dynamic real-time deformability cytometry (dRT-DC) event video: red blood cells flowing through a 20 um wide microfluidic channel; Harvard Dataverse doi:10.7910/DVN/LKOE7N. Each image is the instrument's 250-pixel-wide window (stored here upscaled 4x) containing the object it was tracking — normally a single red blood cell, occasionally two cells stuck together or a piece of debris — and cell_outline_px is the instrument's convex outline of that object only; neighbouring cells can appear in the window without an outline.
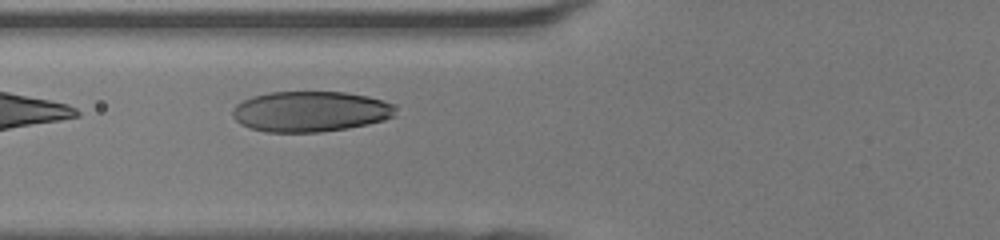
{"species": "human", "species_latin": "Homo sapiens", "temperature_condition": "room temperature", "stored_images_in_passage": 22, "camera_frame_rate_fps": 3000, "um_per_image_px": 0.085, "donor": {"sex": "female"}, "frame": {"image": 1, "passage_image": 5, "time_ms": 1.333, "image_size_px": [1000, 240], "cell_outline_px": [[396, 116], [384, 120], [368, 124], [348, 128], [320, 132], [264, 132], [248, 128], [240, 124], [232, 116], [232, 108], [236, 104], [252, 96], [272, 92], [344, 92], [368, 96], [392, 104]], "centroid_in_image_um": [26.34, 9.48], "position_along_channel_um": 99.5, "area_um2": 38.61}}
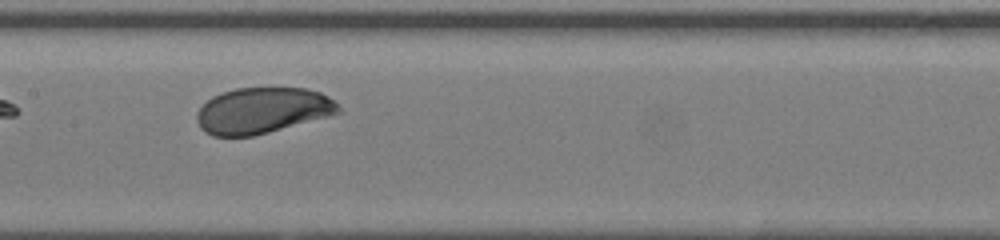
{"frame": {"image": 2, "passage_image": 11, "time_ms": 3.333, "image_size_px": [1000, 240], "cell_outline_px": [[344, 112], [268, 132], [252, 136], [212, 136], [204, 132], [200, 128], [196, 120], [196, 112], [212, 96], [236, 88], [304, 88], [320, 92], [328, 96]], "centroid_in_image_um": [22.29, 9.4], "position_along_channel_um": 185.1, "area_um2": 37.8}}
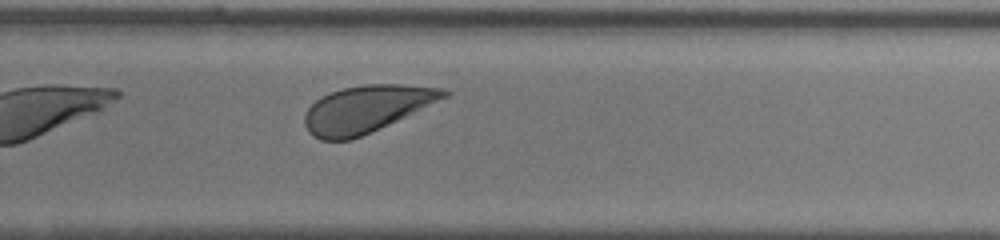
{"frame": {"image": 3, "passage_image": 19, "time_ms": 6.0, "image_size_px": [1000, 240], "cell_outline_px": [[452, 92], [448, 96], [396, 120], [352, 140], [320, 140], [312, 136], [308, 132], [304, 124], [304, 116], [308, 108], [320, 96], [344, 88], [364, 84], [400, 84], [444, 88]], "centroid_in_image_um": [31.11, 9.25], "position_along_channel_um": 298.7, "area_um2": 37.69}}